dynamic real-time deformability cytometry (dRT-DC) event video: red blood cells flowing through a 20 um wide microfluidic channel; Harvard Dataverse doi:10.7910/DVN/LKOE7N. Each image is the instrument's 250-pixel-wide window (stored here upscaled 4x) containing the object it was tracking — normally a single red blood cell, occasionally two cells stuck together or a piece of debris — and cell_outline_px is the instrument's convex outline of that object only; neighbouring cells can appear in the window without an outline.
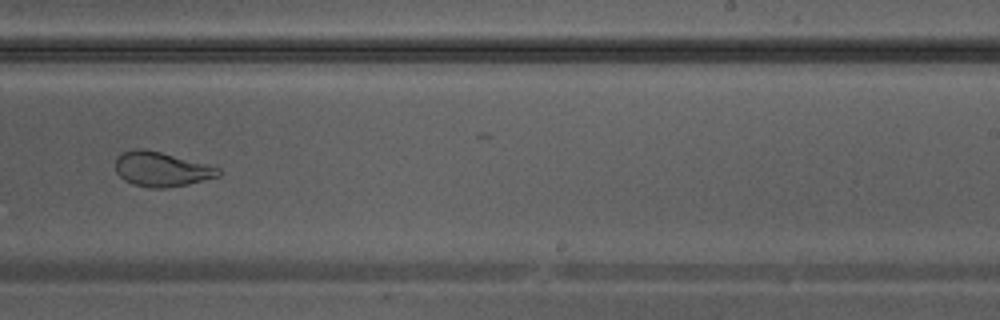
{"species": "Egyptian fruit bat (a non-hibernating species)", "species_latin": "Rousettus aegyptiacus", "temperature_condition": "warm", "stored_images_in_passage": 25, "camera_frame_rate_fps": 3000, "um_per_image_px": 0.085, "animal": {"sex": "male"}, "frame": {"image": 1, "passage_image": 14, "time_ms": 4.333, "image_size_px": [1000, 320], "cell_outline_px": [[220, 176], [188, 184], [168, 188], [152, 188], [132, 184], [124, 180], [116, 172], [116, 156], [124, 152], [136, 148], [144, 148], [160, 152], [220, 168]], "centroid_in_image_um": [13.7, 14.39], "position_along_channel_um": 275.3, "area_um2": 20.63}}